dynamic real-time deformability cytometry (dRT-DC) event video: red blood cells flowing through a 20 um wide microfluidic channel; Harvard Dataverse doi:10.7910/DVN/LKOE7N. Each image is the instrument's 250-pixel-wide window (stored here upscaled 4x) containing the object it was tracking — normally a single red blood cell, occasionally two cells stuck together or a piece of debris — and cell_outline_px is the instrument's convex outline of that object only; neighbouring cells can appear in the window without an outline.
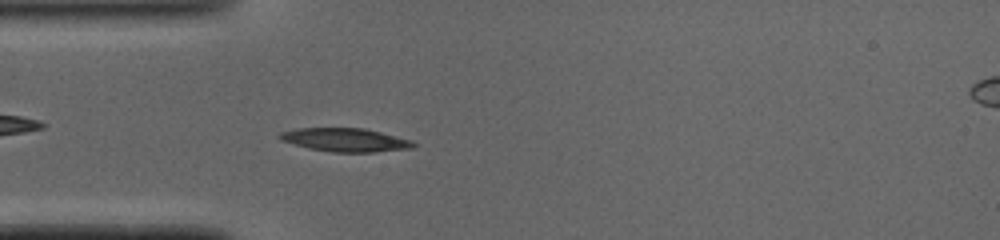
{"species": "common noctule bat (a hibernating species)", "species_latin": "Nyctalus noctula", "temperature_condition": "cold", "stored_images_in_passage": 47, "camera_frame_rate_fps": 3000, "um_per_image_px": 0.085, "animal": {"sex": "male", "body_mass_g": 19.0, "forearm_length_mm": 50.8}, "frame": {"image": 1, "passage_image": 12, "time_ms": 3.667, "image_size_px": [1000, 240], "cell_outline_px": [[416, 144], [412, 148], [372, 152], [332, 152], [308, 148], [280, 140], [276, 136], [280, 132], [296, 128], [364, 128], [412, 140]], "centroid_in_image_um": [29.31, 11.89], "position_along_channel_um": 55.7, "area_um2": 18.26}}
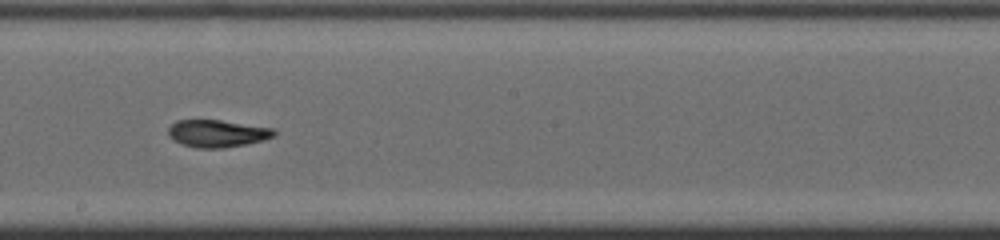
{"frame": {"image": 2, "passage_image": 25, "time_ms": 8.0, "image_size_px": [1000, 240], "cell_outline_px": [[276, 136], [264, 140], [248, 144], [224, 148], [196, 148], [180, 144], [168, 136], [168, 128], [176, 120], [220, 120], [272, 128], [276, 132]], "centroid_in_image_um": [18.46, 11.35], "position_along_channel_um": 229.7, "area_um2": 16.99}}
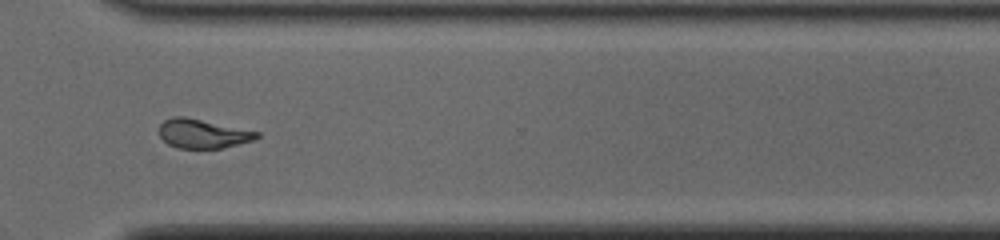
{"frame": {"image": 3, "passage_image": 34, "time_ms": 11.0, "image_size_px": [1000, 240], "cell_outline_px": [[260, 136], [252, 140], [224, 148], [180, 148], [168, 144], [160, 136], [160, 124], [164, 120], [172, 116], [184, 116], [260, 132]], "centroid_in_image_um": [17.23, 11.35], "position_along_channel_um": 353.4, "area_um2": 16.42}, "authors_computed_cell_mechanics": {"area_um2": 17.5712, "velocity_mm_per_s": 4.0826, "shape_relaxation_time_tau1_ms": 8.098, "shape_relaxation_time_tau2_ms": 4.9871, "deformation_change_tau1": 0.2277, "deformation_change_tau2": 0.1268}}